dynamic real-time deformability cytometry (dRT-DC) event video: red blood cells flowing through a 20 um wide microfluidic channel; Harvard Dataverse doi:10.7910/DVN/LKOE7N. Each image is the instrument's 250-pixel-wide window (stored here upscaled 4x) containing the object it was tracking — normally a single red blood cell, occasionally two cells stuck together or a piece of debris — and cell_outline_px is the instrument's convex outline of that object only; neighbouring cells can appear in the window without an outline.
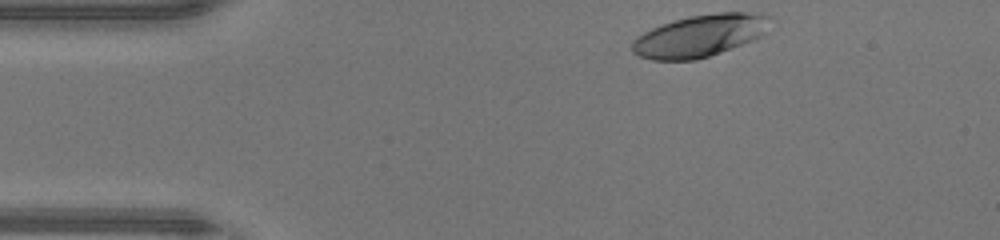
{"species": "human", "species_latin": "Homo sapiens", "temperature_condition": "warm", "stored_images_in_passage": 33, "camera_frame_rate_fps": 3000, "um_per_image_px": 0.085, "donor": {"sex": "male"}, "frame": {"image": 1, "passage_image": 1, "time_ms": 0.0, "image_size_px": [1000, 240], "cell_outline_px": [[768, 16], [760, 36], [752, 40], [720, 52], [696, 60], [652, 60], [640, 56], [632, 52], [632, 40], [636, 36], [660, 24], [672, 20], [692, 16], [716, 12], [760, 12]], "centroid_in_image_um": [59.39, 3.03], "position_along_channel_um": 25.6, "area_um2": 33.41}}
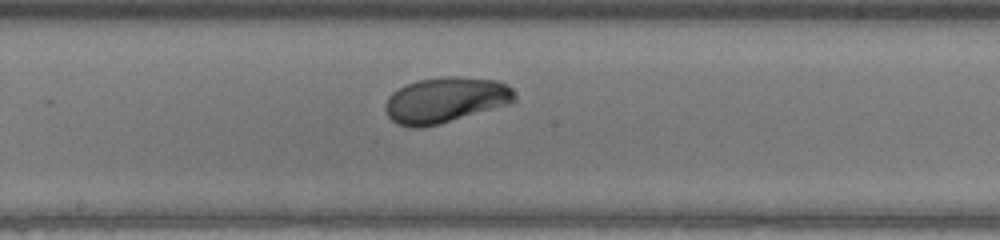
{"frame": {"image": 2, "passage_image": 18, "time_ms": 5.667, "image_size_px": [1000, 240], "cell_outline_px": [[516, 100], [512, 104], [440, 124], [420, 128], [408, 128], [396, 124], [388, 116], [384, 108], [384, 104], [388, 96], [392, 92], [416, 80], [444, 76], [456, 76], [496, 80], [508, 84], [512, 88], [516, 96]], "centroid_in_image_um": [37.88, 8.51], "position_along_channel_um": 210.3, "area_um2": 34.97}}
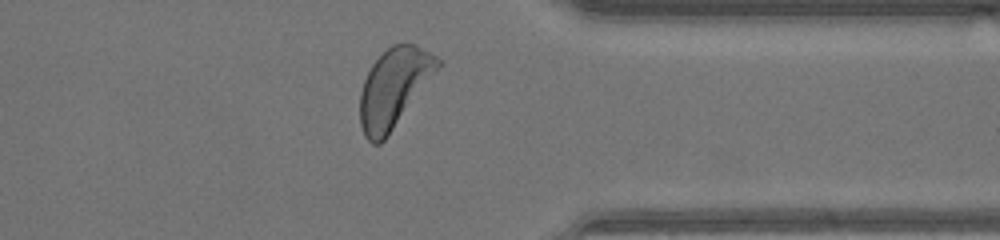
{"frame": {"image": 3, "passage_image": 30, "time_ms": 9.667, "image_size_px": [1000, 240], "cell_outline_px": [[444, 64], [384, 140], [380, 144], [372, 144], [364, 136], [360, 124], [360, 92], [364, 80], [372, 64], [392, 44], [416, 44], [436, 56]], "centroid_in_image_um": [33.51, 7.46], "position_along_channel_um": 377.9, "area_um2": 35.72}, "authors_computed_cell_mechanics": {"area_um2": 33.6396, "velocity_mm_per_s": 4.4184, "shape_relaxation_time_tau1_ms": 2.8906, "shape_relaxation_time_tau2_ms": null, "deformation_change_tau1": 0.1568, "deformation_change_tau2": null}}